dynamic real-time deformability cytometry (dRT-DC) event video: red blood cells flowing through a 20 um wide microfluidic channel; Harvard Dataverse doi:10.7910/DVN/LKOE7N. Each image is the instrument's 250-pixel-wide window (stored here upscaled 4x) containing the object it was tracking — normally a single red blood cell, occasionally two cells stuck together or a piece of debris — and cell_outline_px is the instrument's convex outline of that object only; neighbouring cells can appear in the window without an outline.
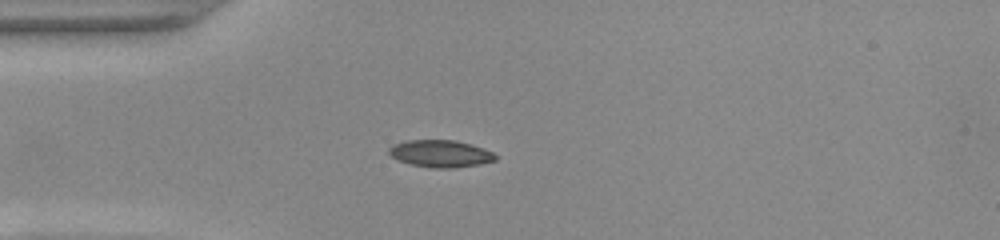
{"species": "common noctule bat (a hibernating species)", "species_latin": "Nyctalus noctula", "temperature_condition": "warm", "stored_images_in_passage": 39, "camera_frame_rate_fps": 3000, "um_per_image_px": 0.085, "animal": {"sex": "female", "body_mass_g": 22.0, "forearm_length_mm": 56.7}, "frame": {"image": 1, "passage_image": 1, "time_ms": 0.0, "image_size_px": [1000, 240], "cell_outline_px": [[496, 160], [480, 164], [452, 168], [432, 168], [408, 164], [396, 160], [388, 152], [388, 148], [392, 144], [408, 140], [456, 140], [484, 148], [492, 152], [496, 156]], "centroid_in_image_um": [37.4, 13.06], "position_along_channel_um": 47.6, "area_um2": 16.99}}
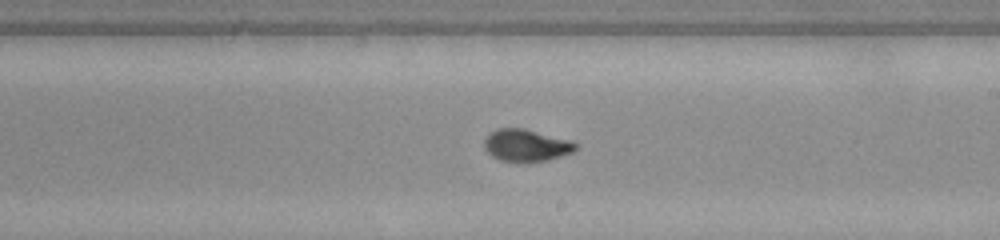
{"frame": {"image": 2, "passage_image": 17, "time_ms": 5.333, "image_size_px": [1000, 240], "cell_outline_px": [[580, 144], [572, 152], [560, 156], [544, 160], [524, 164], [520, 164], [500, 160], [492, 156], [484, 148], [484, 140], [496, 128], [524, 128], [572, 140]], "centroid_in_image_um": [44.74, 12.37], "position_along_channel_um": 244.3, "area_um2": 17.46}}
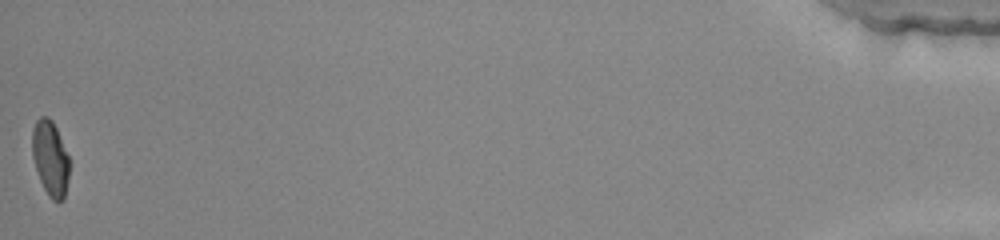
{"frame": {"image": 3, "passage_image": 39, "time_ms": 12.667, "image_size_px": [1000, 240], "cell_outline_px": [[68, 180], [64, 200], [52, 200], [48, 196], [40, 180], [32, 156], [32, 128], [36, 120], [40, 116], [48, 116], [52, 120], [56, 128], [68, 156]], "centroid_in_image_um": [4.25, 13.44], "position_along_channel_um": 430.9, "area_um2": 16.13}, "authors_computed_cell_mechanics": {"area_um2": 16.7042, "velocity_mm_per_s": 3.932, "shape_relaxation_time_tau1_ms": 5.084, "shape_relaxation_time_tau2_ms": null, "deformation_change_tau1": 0.2239, "deformation_change_tau2": null}}